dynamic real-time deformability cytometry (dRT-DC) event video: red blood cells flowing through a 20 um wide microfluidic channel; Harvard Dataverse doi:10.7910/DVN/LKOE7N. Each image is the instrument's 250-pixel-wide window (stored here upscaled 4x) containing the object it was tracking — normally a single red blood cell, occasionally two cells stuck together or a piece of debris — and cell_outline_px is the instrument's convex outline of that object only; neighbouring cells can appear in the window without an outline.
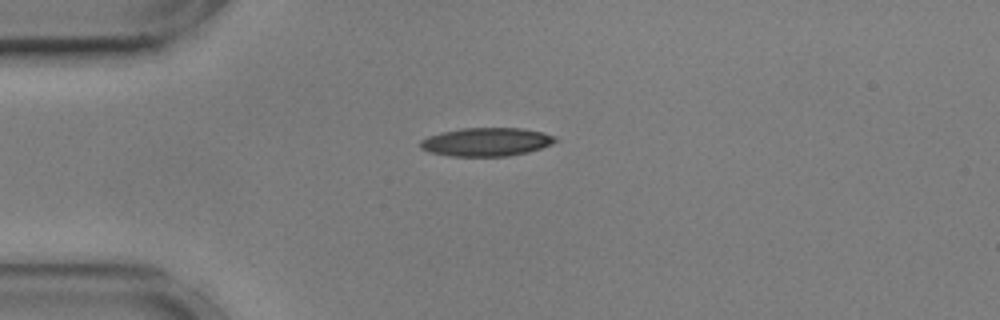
{"species": "common noctule bat (a hibernating species)", "species_latin": "Nyctalus noctula", "temperature_condition": "cold", "stored_images_in_passage": 43, "camera_frame_rate_fps": 3000, "um_per_image_px": 0.085, "animal": {"sex": "male", "body_mass_g": 17.9, "forearm_length_mm": 54.2}, "frame": {"image": 1, "passage_image": 1, "time_ms": 0.0, "image_size_px": [1000, 320], "cell_outline_px": [[556, 140], [552, 144], [528, 152], [508, 156], [448, 156], [428, 152], [420, 148], [420, 140], [428, 136], [440, 132], [460, 128], [520, 128], [544, 132], [556, 136]], "centroid_in_image_um": [41.31, 12.06], "position_along_channel_um": 43.7, "area_um2": 22.54}}
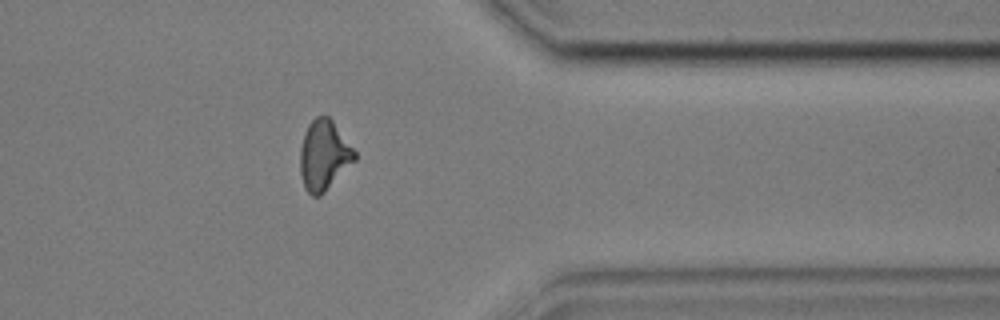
{"frame": {"image": 2, "passage_image": 32, "time_ms": 10.333, "image_size_px": [1000, 320], "cell_outline_px": [[356, 160], [320, 196], [312, 196], [304, 188], [300, 172], [300, 148], [304, 132], [308, 124], [316, 116], [328, 116], [332, 120], [356, 152]], "centroid_in_image_um": [27.52, 13.2], "position_along_channel_um": 383.9, "area_um2": 22.2}}
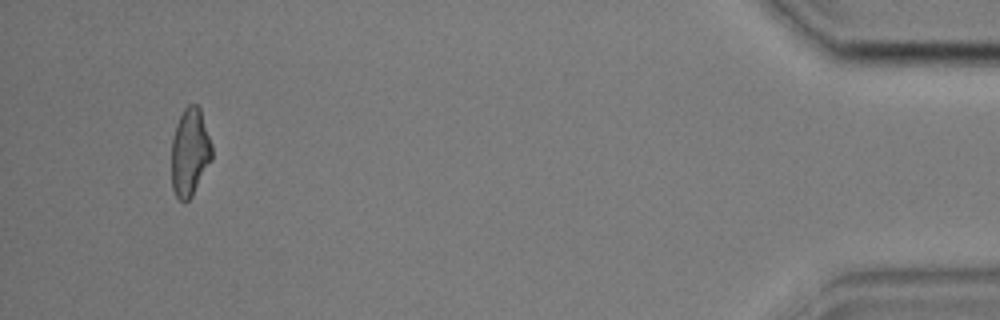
{"frame": {"image": 3, "passage_image": 40, "time_ms": 13.0, "image_size_px": [1000, 320], "cell_outline_px": [[212, 160], [192, 196], [184, 204], [176, 196], [172, 188], [172, 140], [176, 124], [184, 108], [188, 104], [196, 104], [200, 108], [212, 144]], "centroid_in_image_um": [16.15, 12.95], "position_along_channel_um": 419.1, "area_um2": 20.81}, "authors_computed_cell_mechanics": {"area_um2": 21.8484, "velocity_mm_per_s": 3.5977, "shape_relaxation_time_tau1_ms": 10.9328, "shape_relaxation_time_tau2_ms": 4.0929, "deformation_change_tau1": 0.2393, "deformation_change_tau2": 0.1272}}